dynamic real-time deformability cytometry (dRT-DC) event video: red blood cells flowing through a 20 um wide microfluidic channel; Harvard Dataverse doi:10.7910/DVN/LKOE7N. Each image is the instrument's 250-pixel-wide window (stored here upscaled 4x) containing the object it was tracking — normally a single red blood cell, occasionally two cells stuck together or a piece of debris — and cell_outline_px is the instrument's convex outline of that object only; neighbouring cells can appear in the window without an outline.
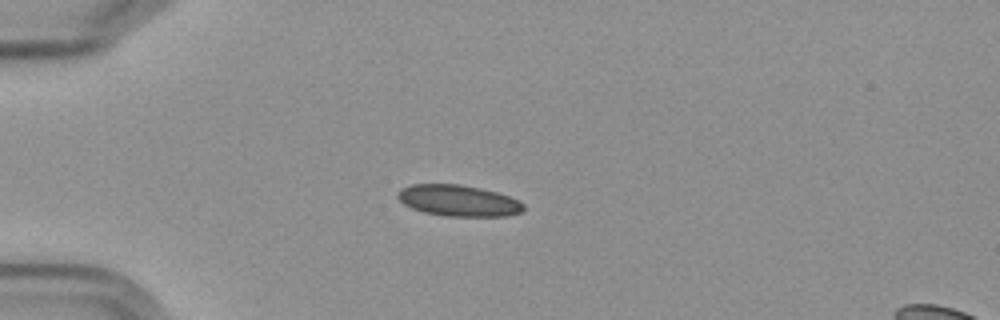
{"species": "Egyptian fruit bat (a non-hibernating species)", "species_latin": "Rousettus aegyptiacus", "temperature_condition": "cold", "stored_images_in_passage": 8, "camera_frame_rate_fps": 3000, "um_per_image_px": 0.085, "frame": {"image": 1, "passage_image": 3, "time_ms": 3.0, "image_size_px": [1000, 320], "cell_outline_px": [[524, 208], [520, 212], [508, 216], [444, 216], [424, 212], [412, 208], [404, 204], [396, 196], [396, 192], [400, 188], [412, 184], [460, 184], [480, 188], [496, 192], [508, 196], [524, 204]], "centroid_in_image_um": [38.92, 17.05], "position_along_channel_um": 46.1, "area_um2": 22.89}}
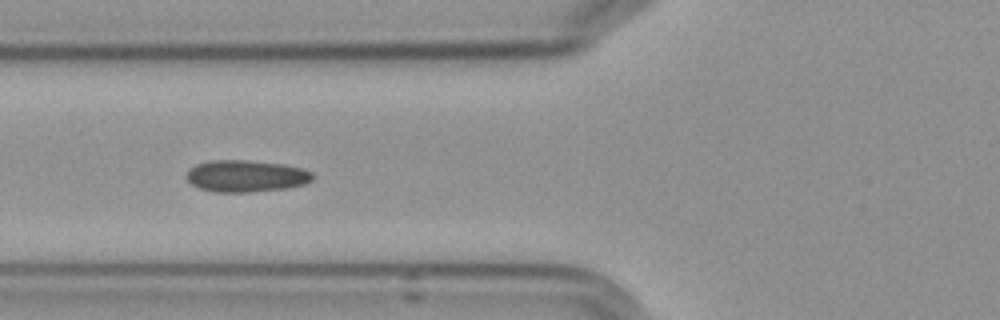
{"frame": {"image": 2, "passage_image": 5, "time_ms": 5.333, "image_size_px": [1000, 320], "cell_outline_px": [[312, 180], [304, 184], [288, 188], [248, 192], [212, 192], [200, 188], [192, 184], [188, 180], [188, 168], [196, 164], [212, 160], [248, 160], [284, 164], [300, 168], [312, 172]], "centroid_in_image_um": [20.9, 14.96], "position_along_channel_um": 104.9, "area_um2": 23.35}}
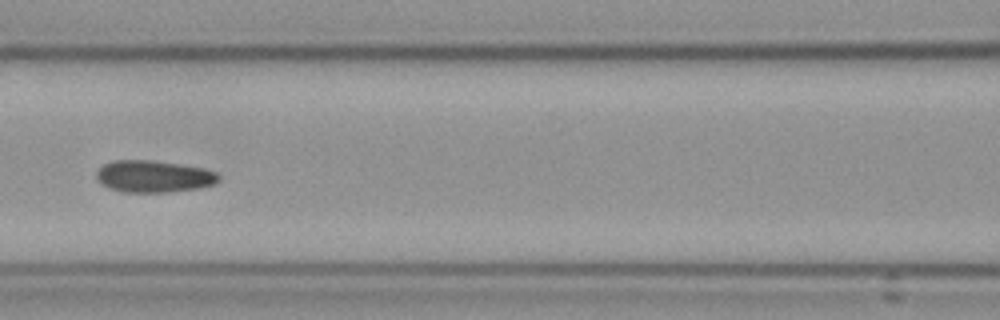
{"frame": {"image": 3, "passage_image": 6, "time_ms": 6.667, "image_size_px": [1000, 320], "cell_outline_px": [[220, 180], [216, 184], [200, 188], [168, 192], [120, 192], [100, 184], [96, 176], [96, 172], [104, 164], [112, 160], [152, 160], [204, 168], [216, 172], [220, 176]], "centroid_in_image_um": [13.07, 15.0], "position_along_channel_um": 153.5, "area_um2": 22.95}}